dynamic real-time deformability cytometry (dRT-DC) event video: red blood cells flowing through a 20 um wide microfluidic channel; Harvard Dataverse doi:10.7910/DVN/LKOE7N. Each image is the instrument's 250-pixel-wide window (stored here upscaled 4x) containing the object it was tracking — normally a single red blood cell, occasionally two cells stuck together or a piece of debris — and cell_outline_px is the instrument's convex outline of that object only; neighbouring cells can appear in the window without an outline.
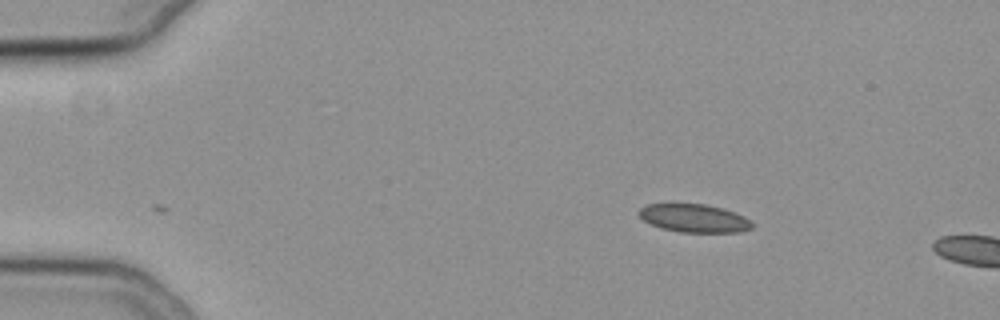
{"species": "common noctule bat (a hibernating species)", "species_latin": "Nyctalus noctula", "temperature_condition": "cold", "stored_images_in_passage": 5, "camera_frame_rate_fps": 3000, "um_per_image_px": 0.085, "animal": {"sex": "female", "body_mass_g": 19.3, "forearm_length_mm": 54.1}, "frame": {"image": 1, "passage_image": 1, "time_ms": 0.0, "image_size_px": [1000, 320], "cell_outline_px": [[756, 224], [752, 228], [740, 232], [680, 232], [660, 228], [644, 220], [640, 216], [640, 208], [648, 204], [704, 204], [724, 208], [736, 212], [752, 220]], "centroid_in_image_um": [59.09, 18.55], "position_along_channel_um": 25.9, "area_um2": 18.67}}